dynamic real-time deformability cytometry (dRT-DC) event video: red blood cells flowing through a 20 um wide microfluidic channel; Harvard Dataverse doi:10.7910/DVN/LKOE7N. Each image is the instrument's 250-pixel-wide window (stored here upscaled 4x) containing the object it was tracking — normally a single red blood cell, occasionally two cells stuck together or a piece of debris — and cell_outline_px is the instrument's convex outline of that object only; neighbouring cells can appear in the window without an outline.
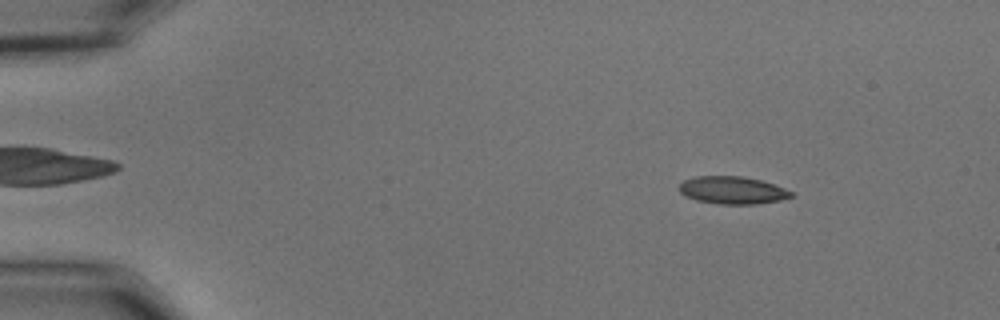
{"species": "common noctule bat (a hibernating species)", "species_latin": "Nyctalus noctula", "temperature_condition": "cold", "stored_images_in_passage": 54, "camera_frame_rate_fps": 3000, "um_per_image_px": 0.085, "animal": {"sex": "male", "body_mass_g": 15.6}, "frame": {"image": 1, "passage_image": 7, "time_ms": 2.0, "image_size_px": [1000, 320], "cell_outline_px": [[792, 196], [780, 200], [756, 204], [720, 204], [696, 200], [680, 192], [680, 184], [684, 180], [696, 176], [744, 176], [760, 180], [784, 188], [792, 192]], "centroid_in_image_um": [62.26, 16.16], "position_along_channel_um": 22.7, "area_um2": 17.74}}
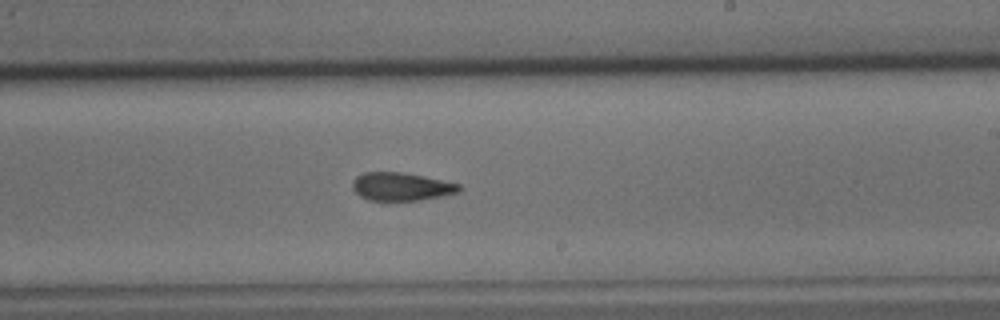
{"frame": {"image": 2, "passage_image": 33, "time_ms": 10.667, "image_size_px": [1000, 320], "cell_outline_px": [[460, 192], [444, 196], [420, 200], [368, 200], [360, 196], [352, 188], [352, 180], [356, 176], [364, 172], [400, 172], [424, 176], [460, 184]], "centroid_in_image_um": [34.1, 15.86], "position_along_channel_um": 254.9, "area_um2": 17.51}}
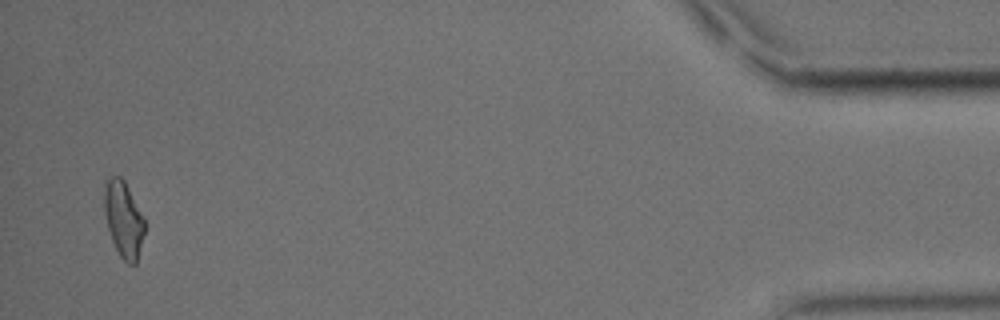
{"frame": {"image": 3, "passage_image": 53, "time_ms": 17.333, "image_size_px": [1000, 320], "cell_outline_px": [[144, 232], [136, 264], [128, 264], [120, 256], [112, 240], [108, 228], [104, 212], [104, 180], [112, 176], [120, 176], [124, 180], [144, 216]], "centroid_in_image_um": [10.49, 18.6], "position_along_channel_um": 424.7, "area_um2": 17.86}, "authors_computed_cell_mechanics": {"area_um2": 17.9758, "velocity_mm_per_s": 3.6828, "shape_relaxation_time_tau1_ms": 8.3721, "shape_relaxation_time_tau2_ms": 4.257, "deformation_change_tau1": 0.1877, "deformation_change_tau2": 0.1259}}